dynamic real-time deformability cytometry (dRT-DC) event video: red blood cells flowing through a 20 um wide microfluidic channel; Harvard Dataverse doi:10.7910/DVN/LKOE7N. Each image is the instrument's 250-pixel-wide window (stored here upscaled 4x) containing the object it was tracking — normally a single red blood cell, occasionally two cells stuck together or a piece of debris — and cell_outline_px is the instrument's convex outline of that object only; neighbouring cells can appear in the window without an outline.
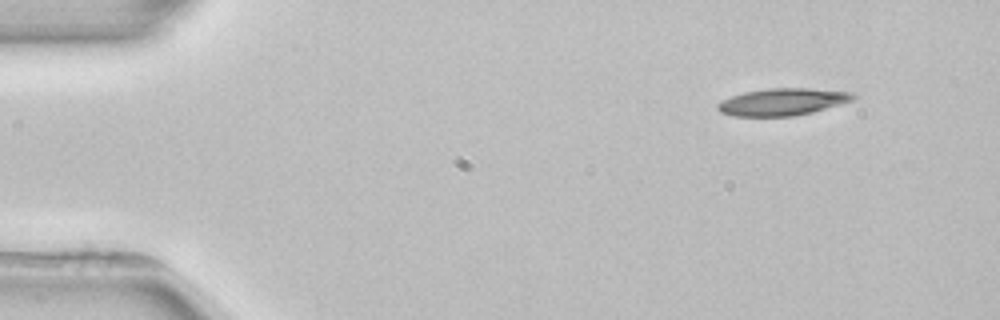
{"species": "common noctule bat (a hibernating species)", "species_latin": "Nyctalus noctula", "temperature_condition": "room temperature", "stored_images_in_passage": 4, "camera_frame_rate_fps": 3000, "um_per_image_px": 0.085, "animal": {"sex": "female", "body_mass_g": 22.7, "forearm_length_mm": 54.2}, "frame": {"image": 1, "passage_image": 1, "time_ms": 0.0, "image_size_px": [1000, 320], "cell_outline_px": [[856, 96], [852, 100], [812, 112], [792, 116], [732, 116], [720, 112], [716, 108], [716, 104], [732, 96], [744, 92], [768, 88], [808, 88], [852, 92]], "centroid_in_image_um": [66.48, 8.65], "position_along_channel_um": 18.5, "area_um2": 21.21}}
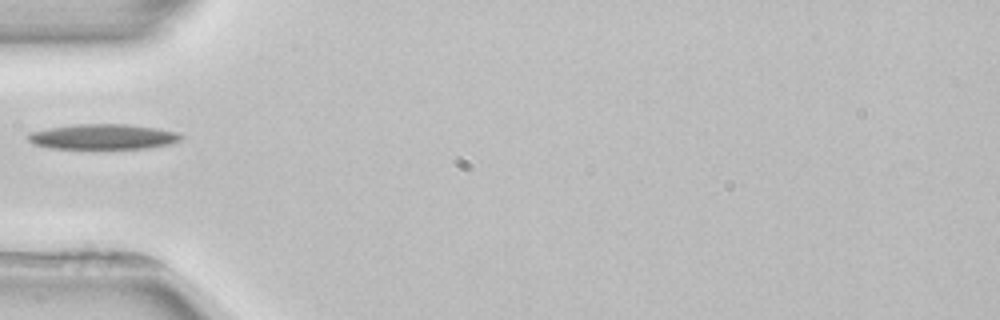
{"frame": {"image": 2, "passage_image": 4, "time_ms": 4.0, "image_size_px": [1000, 320], "cell_outline_px": [[184, 136], [180, 140], [168, 144], [148, 148], [52, 148], [32, 144], [28, 140], [28, 136], [32, 132], [48, 128], [76, 124], [128, 124], [156, 128], [176, 132]], "centroid_in_image_um": [8.76, 11.61], "position_along_channel_um": 76.2, "area_um2": 22.25}}